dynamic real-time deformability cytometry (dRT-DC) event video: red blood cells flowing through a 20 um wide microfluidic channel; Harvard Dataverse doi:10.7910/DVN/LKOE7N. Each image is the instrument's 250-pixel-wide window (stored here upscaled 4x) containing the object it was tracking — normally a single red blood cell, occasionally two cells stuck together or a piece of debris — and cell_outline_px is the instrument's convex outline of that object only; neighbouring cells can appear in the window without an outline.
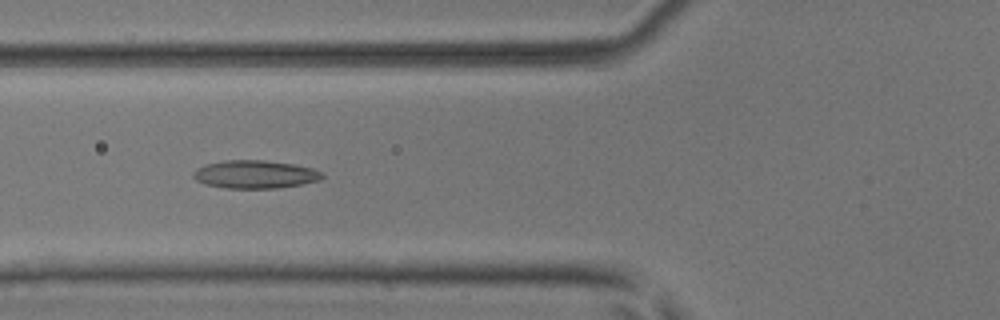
{"species": "common noctule bat (a hibernating species)", "species_latin": "Nyctalus noctula", "temperature_condition": "room temperature", "stored_images_in_passage": 51, "camera_frame_rate_fps": 3000, "um_per_image_px": 0.085, "animal": {"sex": "male", "body_mass_g": 17.9, "forearm_length_mm": 54.2}, "frame": {"image": 1, "passage_image": 20, "time_ms": 6.333, "image_size_px": [1000, 320], "cell_outline_px": [[324, 176], [320, 180], [300, 184], [276, 188], [228, 188], [208, 184], [196, 180], [192, 176], [196, 168], [204, 164], [224, 160], [264, 160], [292, 164], [312, 168], [324, 172]], "centroid_in_image_um": [21.68, 14.81], "position_along_channel_um": 104.1, "area_um2": 20.98}}
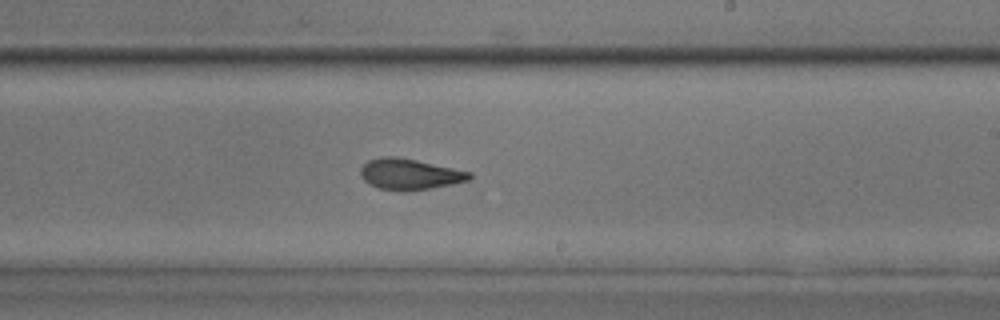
{"frame": {"image": 2, "passage_image": 31, "time_ms": 10.0, "image_size_px": [1000, 320], "cell_outline_px": [[472, 176], [468, 180], [452, 184], [408, 192], [404, 192], [376, 188], [368, 184], [360, 176], [360, 168], [368, 160], [380, 156], [396, 156], [416, 160], [472, 172]], "centroid_in_image_um": [34.77, 14.81], "position_along_channel_um": 254.2, "area_um2": 19.88}}
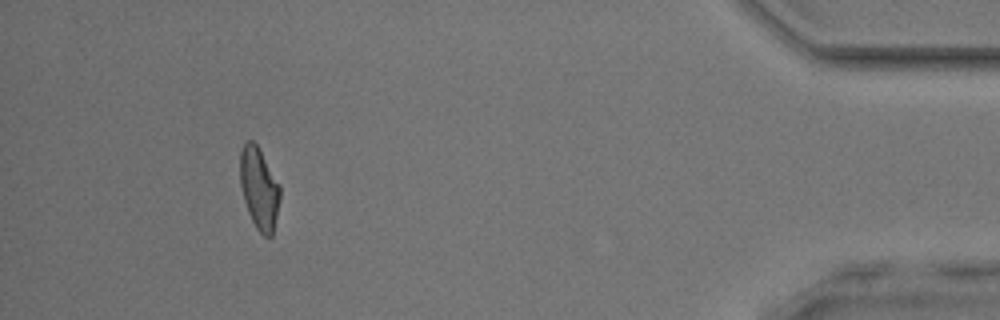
{"frame": {"image": 3, "passage_image": 47, "time_ms": 15.333, "image_size_px": [1000, 320], "cell_outline_px": [[280, 196], [272, 236], [264, 236], [256, 228], [248, 212], [244, 200], [240, 184], [240, 152], [244, 144], [248, 140], [252, 140], [256, 144], [280, 184]], "centroid_in_image_um": [22.02, 16.01], "position_along_channel_um": 413.2, "area_um2": 18.79}, "authors_computed_cell_mechanics": {"area_um2": 19.7098, "velocity_mm_per_s": 4.1016, "shape_relaxation_time_tau1_ms": null, "shape_relaxation_time_tau2_ms": 2.2161, "deformation_change_tau1": null, "deformation_change_tau2": 0.1068}}